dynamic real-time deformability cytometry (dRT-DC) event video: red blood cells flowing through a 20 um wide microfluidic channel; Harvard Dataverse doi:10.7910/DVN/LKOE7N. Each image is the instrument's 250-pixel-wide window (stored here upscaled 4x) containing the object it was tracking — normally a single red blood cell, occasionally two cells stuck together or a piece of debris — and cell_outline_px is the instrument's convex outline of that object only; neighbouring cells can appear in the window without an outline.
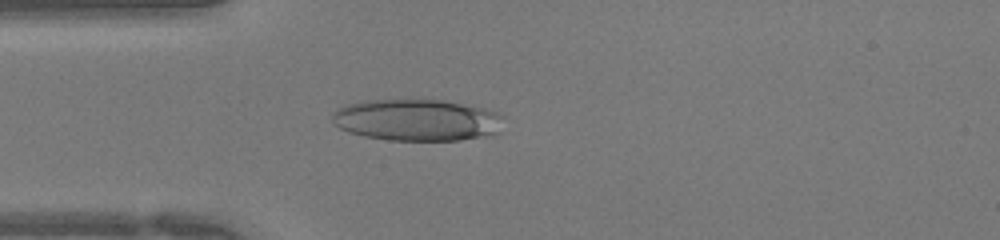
{"species": "human", "species_latin": "Homo sapiens", "temperature_condition": "warm", "stored_images_in_passage": 43, "camera_frame_rate_fps": 3000, "um_per_image_px": 0.085, "donor": {"sex": "female"}, "frame": {"image": 1, "passage_image": 11, "time_ms": 3.333, "image_size_px": [1000, 240], "cell_outline_px": [[504, 116], [496, 132], [492, 136], [460, 140], [388, 140], [364, 136], [348, 132], [340, 128], [332, 120], [332, 112], [336, 108], [348, 104], [364, 100], [444, 100], [484, 108], [500, 112]], "centroid_in_image_um": [35.44, 10.2], "position_along_channel_um": 49.6, "area_um2": 41.85}}
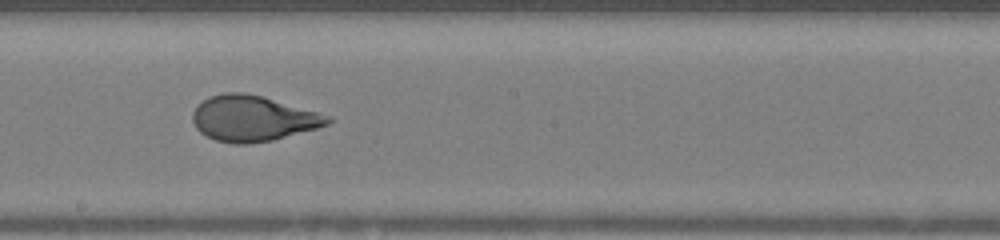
{"frame": {"image": 2, "passage_image": 23, "time_ms": 7.333, "image_size_px": [1000, 240], "cell_outline_px": [[332, 120], [328, 124], [316, 128], [272, 140], [248, 144], [232, 144], [216, 140], [200, 132], [196, 128], [192, 120], [192, 112], [204, 100], [212, 96], [224, 92], [244, 92], [260, 96], [332, 116]], "centroid_in_image_um": [21.48, 10.07], "position_along_channel_um": 226.7, "area_um2": 35.49}}
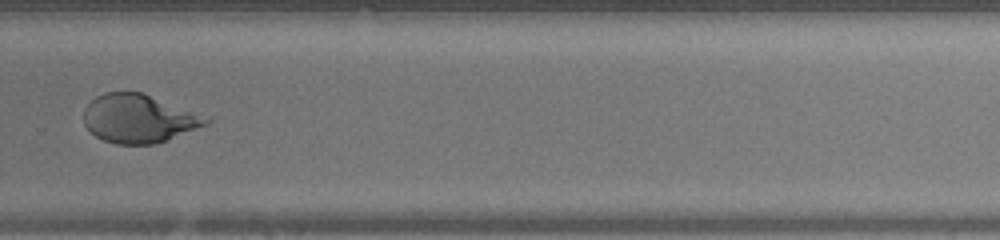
{"frame": {"image": 3, "passage_image": 29, "time_ms": 9.333, "image_size_px": [1000, 240], "cell_outline_px": [[212, 120], [208, 124], [156, 144], [116, 144], [104, 140], [96, 136], [84, 124], [84, 108], [96, 96], [104, 92], [140, 92]], "centroid_in_image_um": [11.73, 10.09], "position_along_channel_um": 318.1, "area_um2": 33.7}}